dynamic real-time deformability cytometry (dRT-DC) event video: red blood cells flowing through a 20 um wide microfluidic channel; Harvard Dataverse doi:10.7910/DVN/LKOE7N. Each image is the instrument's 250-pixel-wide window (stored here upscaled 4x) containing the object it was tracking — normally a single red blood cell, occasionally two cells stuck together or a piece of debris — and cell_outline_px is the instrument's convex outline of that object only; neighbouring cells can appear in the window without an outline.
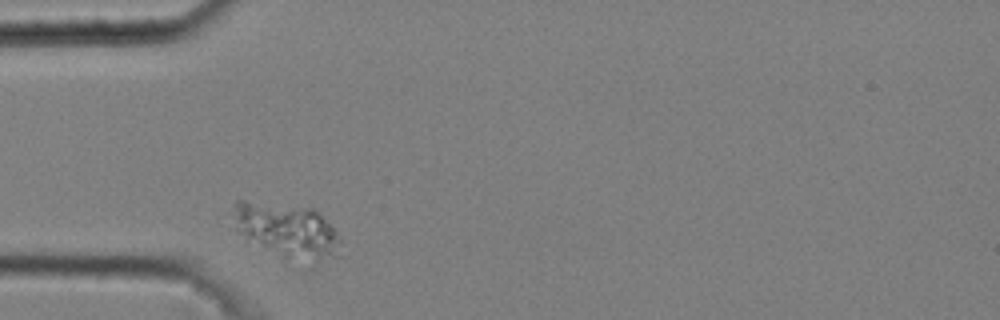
{"species": "common noctule bat (a hibernating species)", "species_latin": "Nyctalus noctula", "temperature_condition": "cold", "stored_images_in_passage": 2, "camera_frame_rate_fps": 3000, "um_per_image_px": 0.085, "animal": {"sex": "male", "body_mass_g": 20.4}, "frame": {"image": 1, "passage_image": 1, "time_ms": 0.0, "image_size_px": [1000, 320], "cell_outline_px": [[340, 256], [316, 260], [284, 260], [240, 232], [236, 228], [232, 208], [232, 204], [236, 200], [244, 200], [312, 208], [332, 228], [340, 240]], "centroid_in_image_um": [24.38, 19.57], "position_along_channel_um": 60.6, "area_um2": 33.35}}
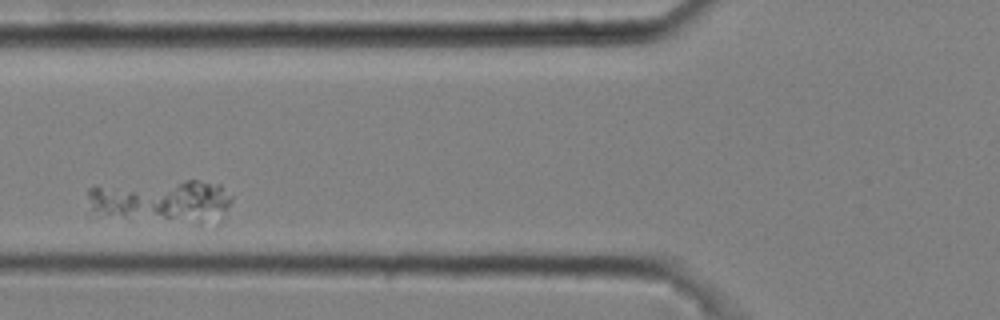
{"frame": {"image": 2, "passage_image": 2, "time_ms": 0.333, "image_size_px": [1000, 320], "cell_outline_px": [[232, 200], [224, 208], [200, 224], [128, 220], [92, 208], [88, 196], [88, 188], [96, 184], [188, 180], [196, 180], [220, 184], [232, 196]], "centroid_in_image_um": [13.66, 17.05], "position_along_channel_um": 112.1, "area_um2": 36.07}}